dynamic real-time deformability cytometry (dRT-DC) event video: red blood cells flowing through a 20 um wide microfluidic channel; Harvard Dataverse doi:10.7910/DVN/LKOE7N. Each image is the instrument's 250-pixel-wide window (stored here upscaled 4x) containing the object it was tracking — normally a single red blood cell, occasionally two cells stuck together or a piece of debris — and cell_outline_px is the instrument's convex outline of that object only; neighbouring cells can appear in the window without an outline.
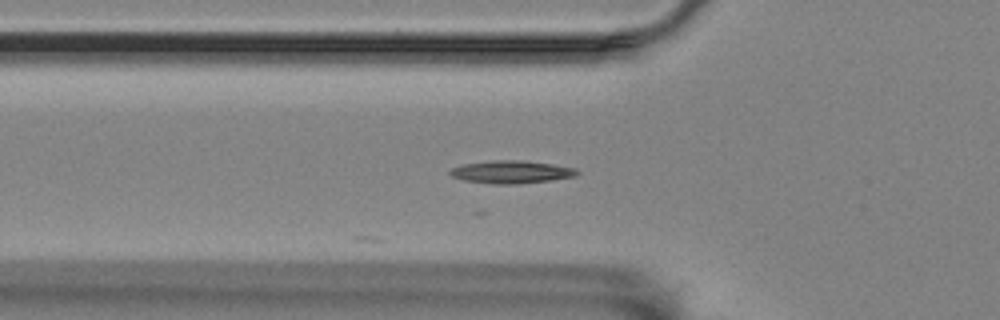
{"species": "Egyptian fruit bat (a non-hibernating species)", "species_latin": "Rousettus aegyptiacus", "temperature_condition": "room temperature", "stored_images_in_passage": 6, "segment_of_instrument_passage": [1, 2], "camera_frame_rate_fps": 3000, "um_per_image_px": 0.085, "animal": {"sex": "female"}, "frame": {"image": 1, "passage_image": 5, "time_ms": 4.333, "image_size_px": [1000, 320], "cell_outline_px": [[580, 172], [576, 176], [552, 180], [516, 184], [492, 184], [464, 180], [452, 176], [448, 172], [452, 168], [464, 164], [492, 160], [524, 160], [552, 164], [576, 168]], "centroid_in_image_um": [43.49, 14.61], "position_along_channel_um": 82.3, "area_um2": 16.88}}